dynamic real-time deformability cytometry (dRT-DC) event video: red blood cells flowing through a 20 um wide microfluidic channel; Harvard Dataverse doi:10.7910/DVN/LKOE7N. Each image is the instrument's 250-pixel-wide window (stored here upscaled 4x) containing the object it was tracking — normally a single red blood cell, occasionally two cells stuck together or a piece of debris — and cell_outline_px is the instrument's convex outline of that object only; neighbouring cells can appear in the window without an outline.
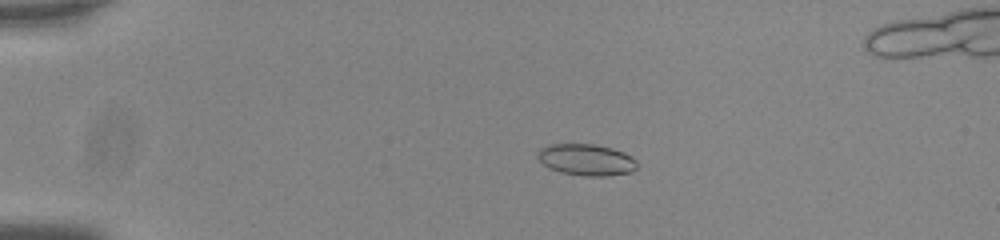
{"species": "common noctule bat (a hibernating species)", "species_latin": "Nyctalus noctula", "temperature_condition": "room temperature", "stored_images_in_passage": 58, "segment_of_instrument_passage": [1, 2], "camera_frame_rate_fps": 3000, "um_per_image_px": 0.085, "animal": {"sex": "male", "body_mass_g": 20.0, "forearm_length_mm": 53.3}, "frame": {"image": 1, "passage_image": 14, "time_ms": 4.333, "image_size_px": [1000, 240], "cell_outline_px": [[640, 164], [632, 172], [608, 176], [584, 176], [560, 172], [548, 168], [536, 156], [536, 152], [540, 148], [552, 144], [596, 144], [612, 148], [624, 152], [632, 156]], "centroid_in_image_um": [49.87, 13.58], "position_along_channel_um": 35.1, "area_um2": 18.55}}
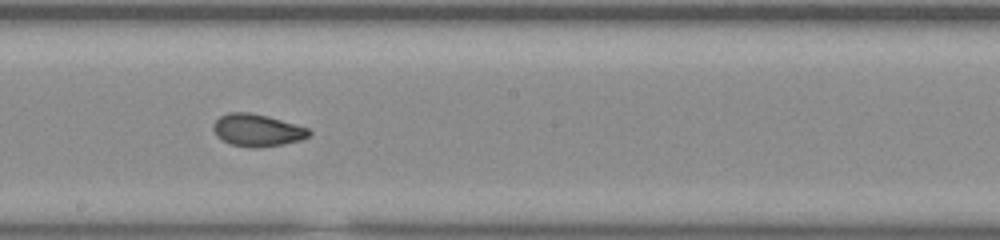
{"frame": {"image": 2, "passage_image": 34, "time_ms": 11.0, "image_size_px": [1000, 240], "cell_outline_px": [[312, 132], [308, 136], [300, 140], [284, 144], [260, 148], [252, 148], [232, 144], [216, 136], [212, 128], [212, 124], [220, 116], [228, 112], [248, 112], [268, 116], [308, 128]], "centroid_in_image_um": [21.84, 11.07], "position_along_channel_um": 226.4, "area_um2": 18.03}}
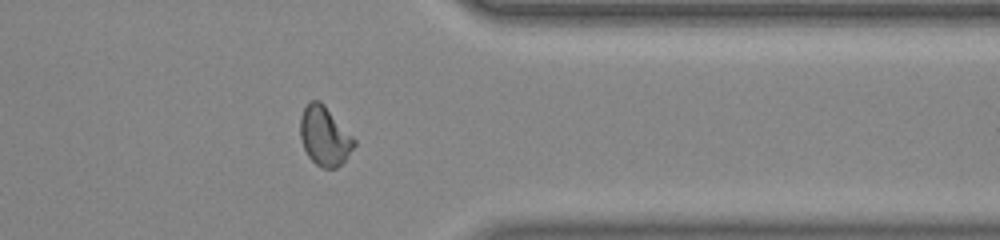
{"frame": {"image": 3, "passage_image": 47, "time_ms": 15.333, "image_size_px": [1000, 240], "cell_outline_px": [[356, 144], [344, 160], [336, 168], [324, 168], [316, 164], [308, 156], [304, 148], [300, 136], [300, 116], [308, 100], [320, 100], [324, 104], [356, 140]], "centroid_in_image_um": [27.57, 11.54], "position_along_channel_um": 383.8, "area_um2": 18.5}}